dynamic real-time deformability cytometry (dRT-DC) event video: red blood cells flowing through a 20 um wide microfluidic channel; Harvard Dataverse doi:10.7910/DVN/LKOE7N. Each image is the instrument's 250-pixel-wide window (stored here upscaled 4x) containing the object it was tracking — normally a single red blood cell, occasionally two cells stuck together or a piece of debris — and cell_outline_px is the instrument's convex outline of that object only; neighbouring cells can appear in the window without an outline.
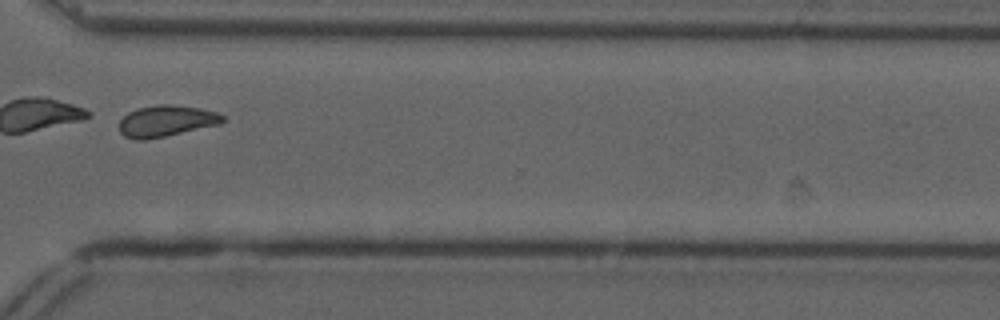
{"species": "common noctule bat (a hibernating species)", "species_latin": "Nyctalus noctula", "temperature_condition": "cold", "stored_images_in_passage": 34, "camera_frame_rate_fps": 3000, "um_per_image_px": 0.085, "animal": {"sex": "male", "forearm_length_mm": 52.5}, "frame": {"image": 1, "passage_image": 28, "time_ms": 9.0, "image_size_px": [1000, 320], "cell_outline_px": [[228, 120], [220, 124], [164, 136], [144, 140], [136, 140], [124, 136], [120, 132], [120, 120], [128, 112], [136, 108], [160, 104], [172, 104], [200, 108], [216, 112], [224, 116]], "centroid_in_image_um": [14.14, 10.27], "position_along_channel_um": 356.5, "area_um2": 18.9}, "authors_computed_cell_mechanics": {"area_um2": 18.9006, "velocity_mm_per_s": 3.6865, "shape_relaxation_time_tau1_ms": null, "shape_relaxation_time_tau2_ms": 3.9373, "deformation_change_tau1": null, "deformation_change_tau2": 0.1007}}